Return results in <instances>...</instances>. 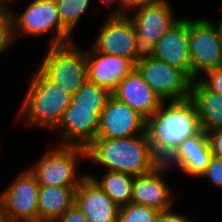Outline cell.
Segmentation results:
<instances>
[{
  "mask_svg": "<svg viewBox=\"0 0 222 222\" xmlns=\"http://www.w3.org/2000/svg\"><path fill=\"white\" fill-rule=\"evenodd\" d=\"M194 102L188 98L162 102L159 109L146 120V132L154 156L163 163L188 137L201 130Z\"/></svg>",
  "mask_w": 222,
  "mask_h": 222,
  "instance_id": "cell-1",
  "label": "cell"
},
{
  "mask_svg": "<svg viewBox=\"0 0 222 222\" xmlns=\"http://www.w3.org/2000/svg\"><path fill=\"white\" fill-rule=\"evenodd\" d=\"M85 150L86 158L109 171L132 176L150 173L161 164L153 154L147 132L129 138H96Z\"/></svg>",
  "mask_w": 222,
  "mask_h": 222,
  "instance_id": "cell-2",
  "label": "cell"
},
{
  "mask_svg": "<svg viewBox=\"0 0 222 222\" xmlns=\"http://www.w3.org/2000/svg\"><path fill=\"white\" fill-rule=\"evenodd\" d=\"M30 80L21 114L25 115L31 126L55 129L70 105L72 96L60 85L49 80L39 69Z\"/></svg>",
  "mask_w": 222,
  "mask_h": 222,
  "instance_id": "cell-3",
  "label": "cell"
},
{
  "mask_svg": "<svg viewBox=\"0 0 222 222\" xmlns=\"http://www.w3.org/2000/svg\"><path fill=\"white\" fill-rule=\"evenodd\" d=\"M8 9L9 44L15 41L18 33L26 36H40L52 31L49 46L65 45L73 42L71 33L61 24L55 0H33L23 14L15 16ZM19 31V32H18Z\"/></svg>",
  "mask_w": 222,
  "mask_h": 222,
  "instance_id": "cell-4",
  "label": "cell"
},
{
  "mask_svg": "<svg viewBox=\"0 0 222 222\" xmlns=\"http://www.w3.org/2000/svg\"><path fill=\"white\" fill-rule=\"evenodd\" d=\"M48 48L39 70L73 96L87 81L85 52L73 42Z\"/></svg>",
  "mask_w": 222,
  "mask_h": 222,
  "instance_id": "cell-5",
  "label": "cell"
},
{
  "mask_svg": "<svg viewBox=\"0 0 222 222\" xmlns=\"http://www.w3.org/2000/svg\"><path fill=\"white\" fill-rule=\"evenodd\" d=\"M86 157L84 147L61 145L48 150L36 165L29 169L40 186L78 188L86 175L78 177V158Z\"/></svg>",
  "mask_w": 222,
  "mask_h": 222,
  "instance_id": "cell-6",
  "label": "cell"
},
{
  "mask_svg": "<svg viewBox=\"0 0 222 222\" xmlns=\"http://www.w3.org/2000/svg\"><path fill=\"white\" fill-rule=\"evenodd\" d=\"M129 15L136 28L134 64L152 58L156 42L179 20L166 0L136 8Z\"/></svg>",
  "mask_w": 222,
  "mask_h": 222,
  "instance_id": "cell-7",
  "label": "cell"
},
{
  "mask_svg": "<svg viewBox=\"0 0 222 222\" xmlns=\"http://www.w3.org/2000/svg\"><path fill=\"white\" fill-rule=\"evenodd\" d=\"M189 55L191 79L197 80L206 73L222 66V40L217 26L207 18L189 19Z\"/></svg>",
  "mask_w": 222,
  "mask_h": 222,
  "instance_id": "cell-8",
  "label": "cell"
},
{
  "mask_svg": "<svg viewBox=\"0 0 222 222\" xmlns=\"http://www.w3.org/2000/svg\"><path fill=\"white\" fill-rule=\"evenodd\" d=\"M135 69L164 102L190 98L193 80L183 70L155 57L136 63Z\"/></svg>",
  "mask_w": 222,
  "mask_h": 222,
  "instance_id": "cell-9",
  "label": "cell"
},
{
  "mask_svg": "<svg viewBox=\"0 0 222 222\" xmlns=\"http://www.w3.org/2000/svg\"><path fill=\"white\" fill-rule=\"evenodd\" d=\"M40 185L29 170L20 175L0 194V205L8 222H38Z\"/></svg>",
  "mask_w": 222,
  "mask_h": 222,
  "instance_id": "cell-10",
  "label": "cell"
},
{
  "mask_svg": "<svg viewBox=\"0 0 222 222\" xmlns=\"http://www.w3.org/2000/svg\"><path fill=\"white\" fill-rule=\"evenodd\" d=\"M145 132L146 120L111 94L99 117L97 138H129Z\"/></svg>",
  "mask_w": 222,
  "mask_h": 222,
  "instance_id": "cell-11",
  "label": "cell"
},
{
  "mask_svg": "<svg viewBox=\"0 0 222 222\" xmlns=\"http://www.w3.org/2000/svg\"><path fill=\"white\" fill-rule=\"evenodd\" d=\"M104 107H85L70 104L55 128L61 134L60 145H73L86 148L97 138L99 117Z\"/></svg>",
  "mask_w": 222,
  "mask_h": 222,
  "instance_id": "cell-12",
  "label": "cell"
},
{
  "mask_svg": "<svg viewBox=\"0 0 222 222\" xmlns=\"http://www.w3.org/2000/svg\"><path fill=\"white\" fill-rule=\"evenodd\" d=\"M136 28L125 16H108L95 38L93 48L97 52L128 58L134 63Z\"/></svg>",
  "mask_w": 222,
  "mask_h": 222,
  "instance_id": "cell-13",
  "label": "cell"
},
{
  "mask_svg": "<svg viewBox=\"0 0 222 222\" xmlns=\"http://www.w3.org/2000/svg\"><path fill=\"white\" fill-rule=\"evenodd\" d=\"M87 80L112 93L135 68L128 58L97 52L93 47L85 52Z\"/></svg>",
  "mask_w": 222,
  "mask_h": 222,
  "instance_id": "cell-14",
  "label": "cell"
},
{
  "mask_svg": "<svg viewBox=\"0 0 222 222\" xmlns=\"http://www.w3.org/2000/svg\"><path fill=\"white\" fill-rule=\"evenodd\" d=\"M155 58L183 70L191 78L189 18H179L156 42Z\"/></svg>",
  "mask_w": 222,
  "mask_h": 222,
  "instance_id": "cell-15",
  "label": "cell"
},
{
  "mask_svg": "<svg viewBox=\"0 0 222 222\" xmlns=\"http://www.w3.org/2000/svg\"><path fill=\"white\" fill-rule=\"evenodd\" d=\"M213 154L204 130L185 139L163 162L169 169L176 165L189 176L199 177L210 164Z\"/></svg>",
  "mask_w": 222,
  "mask_h": 222,
  "instance_id": "cell-16",
  "label": "cell"
},
{
  "mask_svg": "<svg viewBox=\"0 0 222 222\" xmlns=\"http://www.w3.org/2000/svg\"><path fill=\"white\" fill-rule=\"evenodd\" d=\"M168 169L163 163L153 171L144 175L134 176L131 202L153 207L159 211L173 208L171 189L163 180V174Z\"/></svg>",
  "mask_w": 222,
  "mask_h": 222,
  "instance_id": "cell-17",
  "label": "cell"
},
{
  "mask_svg": "<svg viewBox=\"0 0 222 222\" xmlns=\"http://www.w3.org/2000/svg\"><path fill=\"white\" fill-rule=\"evenodd\" d=\"M111 94L129 105L145 120L151 117L163 102L135 68L117 85Z\"/></svg>",
  "mask_w": 222,
  "mask_h": 222,
  "instance_id": "cell-18",
  "label": "cell"
},
{
  "mask_svg": "<svg viewBox=\"0 0 222 222\" xmlns=\"http://www.w3.org/2000/svg\"><path fill=\"white\" fill-rule=\"evenodd\" d=\"M75 204L89 222H117L119 207L89 176L75 190Z\"/></svg>",
  "mask_w": 222,
  "mask_h": 222,
  "instance_id": "cell-19",
  "label": "cell"
},
{
  "mask_svg": "<svg viewBox=\"0 0 222 222\" xmlns=\"http://www.w3.org/2000/svg\"><path fill=\"white\" fill-rule=\"evenodd\" d=\"M190 99L196 106L202 130L208 133L222 129V95L197 79L192 82Z\"/></svg>",
  "mask_w": 222,
  "mask_h": 222,
  "instance_id": "cell-20",
  "label": "cell"
},
{
  "mask_svg": "<svg viewBox=\"0 0 222 222\" xmlns=\"http://www.w3.org/2000/svg\"><path fill=\"white\" fill-rule=\"evenodd\" d=\"M77 188L40 186L38 222H54L75 203Z\"/></svg>",
  "mask_w": 222,
  "mask_h": 222,
  "instance_id": "cell-21",
  "label": "cell"
},
{
  "mask_svg": "<svg viewBox=\"0 0 222 222\" xmlns=\"http://www.w3.org/2000/svg\"><path fill=\"white\" fill-rule=\"evenodd\" d=\"M107 171L108 172L99 180L93 175L87 174V176H89L119 208L129 204L132 199L134 176L121 172Z\"/></svg>",
  "mask_w": 222,
  "mask_h": 222,
  "instance_id": "cell-22",
  "label": "cell"
},
{
  "mask_svg": "<svg viewBox=\"0 0 222 222\" xmlns=\"http://www.w3.org/2000/svg\"><path fill=\"white\" fill-rule=\"evenodd\" d=\"M110 95L111 93L107 89L87 80L72 96L70 104L85 107H105Z\"/></svg>",
  "mask_w": 222,
  "mask_h": 222,
  "instance_id": "cell-23",
  "label": "cell"
},
{
  "mask_svg": "<svg viewBox=\"0 0 222 222\" xmlns=\"http://www.w3.org/2000/svg\"><path fill=\"white\" fill-rule=\"evenodd\" d=\"M61 24L70 32L77 27L81 16L84 14L90 0H55Z\"/></svg>",
  "mask_w": 222,
  "mask_h": 222,
  "instance_id": "cell-24",
  "label": "cell"
},
{
  "mask_svg": "<svg viewBox=\"0 0 222 222\" xmlns=\"http://www.w3.org/2000/svg\"><path fill=\"white\" fill-rule=\"evenodd\" d=\"M160 211L130 202L119 208L117 222H154Z\"/></svg>",
  "mask_w": 222,
  "mask_h": 222,
  "instance_id": "cell-25",
  "label": "cell"
},
{
  "mask_svg": "<svg viewBox=\"0 0 222 222\" xmlns=\"http://www.w3.org/2000/svg\"><path fill=\"white\" fill-rule=\"evenodd\" d=\"M200 177H207L214 186L222 188V158L213 156Z\"/></svg>",
  "mask_w": 222,
  "mask_h": 222,
  "instance_id": "cell-26",
  "label": "cell"
},
{
  "mask_svg": "<svg viewBox=\"0 0 222 222\" xmlns=\"http://www.w3.org/2000/svg\"><path fill=\"white\" fill-rule=\"evenodd\" d=\"M204 77L199 79L208 89L222 95V66L212 69L204 74Z\"/></svg>",
  "mask_w": 222,
  "mask_h": 222,
  "instance_id": "cell-27",
  "label": "cell"
},
{
  "mask_svg": "<svg viewBox=\"0 0 222 222\" xmlns=\"http://www.w3.org/2000/svg\"><path fill=\"white\" fill-rule=\"evenodd\" d=\"M213 156L222 158V129L206 133Z\"/></svg>",
  "mask_w": 222,
  "mask_h": 222,
  "instance_id": "cell-28",
  "label": "cell"
},
{
  "mask_svg": "<svg viewBox=\"0 0 222 222\" xmlns=\"http://www.w3.org/2000/svg\"><path fill=\"white\" fill-rule=\"evenodd\" d=\"M54 222H89L74 203L62 216Z\"/></svg>",
  "mask_w": 222,
  "mask_h": 222,
  "instance_id": "cell-29",
  "label": "cell"
},
{
  "mask_svg": "<svg viewBox=\"0 0 222 222\" xmlns=\"http://www.w3.org/2000/svg\"><path fill=\"white\" fill-rule=\"evenodd\" d=\"M172 208L168 210L160 211L154 222H193V218H186L181 214L172 212Z\"/></svg>",
  "mask_w": 222,
  "mask_h": 222,
  "instance_id": "cell-30",
  "label": "cell"
},
{
  "mask_svg": "<svg viewBox=\"0 0 222 222\" xmlns=\"http://www.w3.org/2000/svg\"><path fill=\"white\" fill-rule=\"evenodd\" d=\"M123 5V16L127 15V10H135L146 5H152L162 0H118Z\"/></svg>",
  "mask_w": 222,
  "mask_h": 222,
  "instance_id": "cell-31",
  "label": "cell"
},
{
  "mask_svg": "<svg viewBox=\"0 0 222 222\" xmlns=\"http://www.w3.org/2000/svg\"><path fill=\"white\" fill-rule=\"evenodd\" d=\"M0 41H9L8 9L1 1H0Z\"/></svg>",
  "mask_w": 222,
  "mask_h": 222,
  "instance_id": "cell-32",
  "label": "cell"
},
{
  "mask_svg": "<svg viewBox=\"0 0 222 222\" xmlns=\"http://www.w3.org/2000/svg\"><path fill=\"white\" fill-rule=\"evenodd\" d=\"M115 1L119 7L111 13V16H123V5L121 3H119V1H117V0H101V2L107 6L112 5L113 3H115Z\"/></svg>",
  "mask_w": 222,
  "mask_h": 222,
  "instance_id": "cell-33",
  "label": "cell"
},
{
  "mask_svg": "<svg viewBox=\"0 0 222 222\" xmlns=\"http://www.w3.org/2000/svg\"><path fill=\"white\" fill-rule=\"evenodd\" d=\"M10 46L9 41H0V54Z\"/></svg>",
  "mask_w": 222,
  "mask_h": 222,
  "instance_id": "cell-34",
  "label": "cell"
},
{
  "mask_svg": "<svg viewBox=\"0 0 222 222\" xmlns=\"http://www.w3.org/2000/svg\"><path fill=\"white\" fill-rule=\"evenodd\" d=\"M0 222H8L3 210H2V207L0 205Z\"/></svg>",
  "mask_w": 222,
  "mask_h": 222,
  "instance_id": "cell-35",
  "label": "cell"
},
{
  "mask_svg": "<svg viewBox=\"0 0 222 222\" xmlns=\"http://www.w3.org/2000/svg\"><path fill=\"white\" fill-rule=\"evenodd\" d=\"M218 30H219V33H220V37H221V40H222V18L221 20L219 21V23L216 24Z\"/></svg>",
  "mask_w": 222,
  "mask_h": 222,
  "instance_id": "cell-36",
  "label": "cell"
},
{
  "mask_svg": "<svg viewBox=\"0 0 222 222\" xmlns=\"http://www.w3.org/2000/svg\"><path fill=\"white\" fill-rule=\"evenodd\" d=\"M0 1L8 8V6H7L8 4L6 3L7 0L6 1L5 0H0Z\"/></svg>",
  "mask_w": 222,
  "mask_h": 222,
  "instance_id": "cell-37",
  "label": "cell"
}]
</instances>
